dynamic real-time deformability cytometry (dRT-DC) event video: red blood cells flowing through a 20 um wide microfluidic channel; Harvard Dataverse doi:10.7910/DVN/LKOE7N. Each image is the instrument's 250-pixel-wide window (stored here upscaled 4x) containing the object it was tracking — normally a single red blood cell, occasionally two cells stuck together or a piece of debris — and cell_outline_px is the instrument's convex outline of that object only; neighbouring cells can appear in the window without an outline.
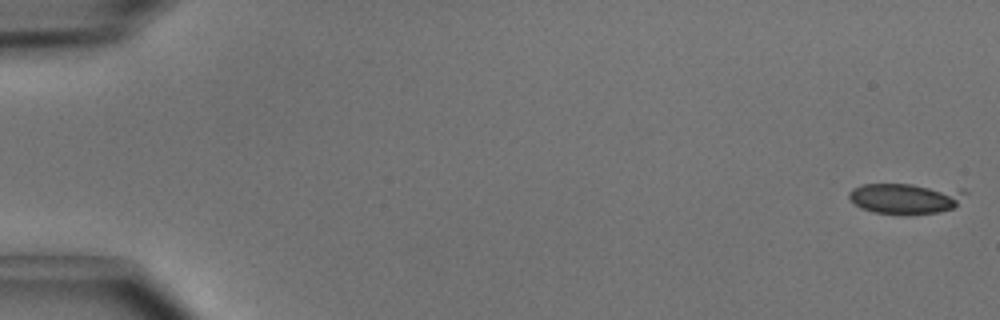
{"species": "common noctule bat (a hibernating species)", "species_latin": "Nyctalus noctula", "temperature_condition": "cold", "stored_images_in_passage": 10, "camera_frame_rate_fps": 3000, "um_per_image_px": 0.085, "animal": {"sex": "male", "body_mass_g": 15.6}, "frame": {"image": 1, "passage_image": 1, "time_ms": 0.0, "image_size_px": [1000, 320], "cell_outline_px": [[968, 192], [952, 208], [940, 212], [908, 216], [872, 212], [860, 208], [848, 196], [848, 192], [852, 188], [864, 184], [912, 184], [964, 188]], "centroid_in_image_um": [76.99, 16.87], "position_along_channel_um": 8.0, "area_um2": 21.39}}